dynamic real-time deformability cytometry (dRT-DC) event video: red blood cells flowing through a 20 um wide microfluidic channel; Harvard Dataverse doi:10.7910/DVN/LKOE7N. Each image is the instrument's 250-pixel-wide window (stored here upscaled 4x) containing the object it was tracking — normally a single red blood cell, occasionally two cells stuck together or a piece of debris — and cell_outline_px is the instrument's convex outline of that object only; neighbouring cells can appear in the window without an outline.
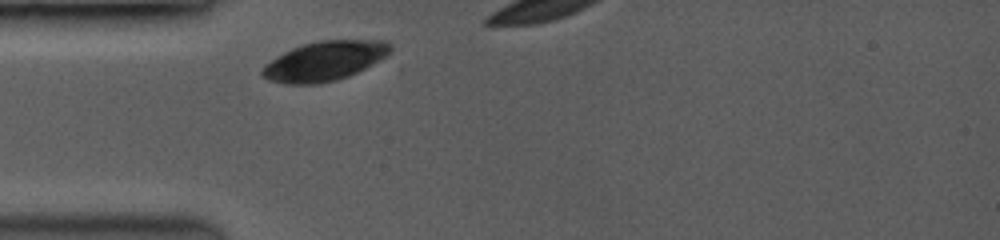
{"species": "common noctule bat (a hibernating species)", "species_latin": "Nyctalus noctula", "temperature_condition": "room temperature", "stored_images_in_passage": 10, "camera_frame_rate_fps": 3500, "um_per_image_px": 0.085, "animal": {"sex": "female", "body_mass_g": 19.0, "forearm_length_mm": 53.3}, "frame": {"image": 1, "passage_image": 1, "time_ms": 0.0, "image_size_px": [1000, 240], "cell_outline_px": [[392, 48], [384, 56], [364, 68], [348, 76], [336, 80], [312, 84], [288, 84], [268, 80], [260, 72], [264, 64], [276, 56], [292, 48], [304, 44], [320, 40], [388, 40], [392, 44]], "centroid_in_image_um": [27.55, 5.17], "position_along_channel_um": 57.4, "area_um2": 29.19}}